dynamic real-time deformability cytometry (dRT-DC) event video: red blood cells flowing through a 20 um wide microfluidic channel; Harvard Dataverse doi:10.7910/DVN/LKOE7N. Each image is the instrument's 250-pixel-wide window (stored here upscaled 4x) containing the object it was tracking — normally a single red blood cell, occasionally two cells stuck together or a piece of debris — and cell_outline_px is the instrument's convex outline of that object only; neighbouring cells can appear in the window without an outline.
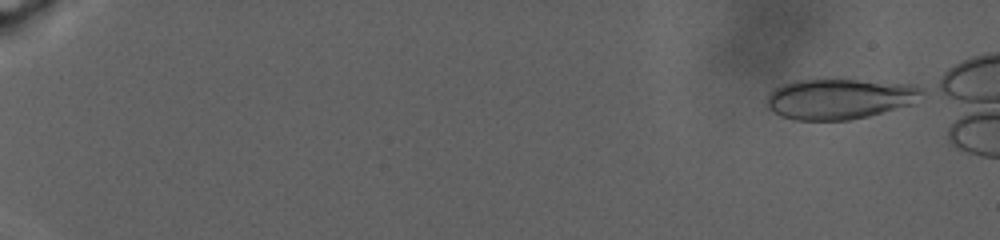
{"species": "human", "species_latin": "Homo sapiens", "temperature_condition": "warm", "stored_images_in_passage": 27, "camera_frame_rate_fps": 3000, "um_per_image_px": 0.085, "donor": {"sex": "male"}, "frame": {"image": 1, "passage_image": 1, "time_ms": 0.0, "image_size_px": [1000, 240], "cell_outline_px": [[924, 92], [912, 104], [868, 116], [848, 120], [796, 120], [780, 116], [768, 108], [764, 100], [776, 88], [784, 84], [796, 80], [856, 80], [912, 84], [924, 88]], "centroid_in_image_um": [71.36, 8.41], "position_along_channel_um": 13.6, "area_um2": 36.41}}